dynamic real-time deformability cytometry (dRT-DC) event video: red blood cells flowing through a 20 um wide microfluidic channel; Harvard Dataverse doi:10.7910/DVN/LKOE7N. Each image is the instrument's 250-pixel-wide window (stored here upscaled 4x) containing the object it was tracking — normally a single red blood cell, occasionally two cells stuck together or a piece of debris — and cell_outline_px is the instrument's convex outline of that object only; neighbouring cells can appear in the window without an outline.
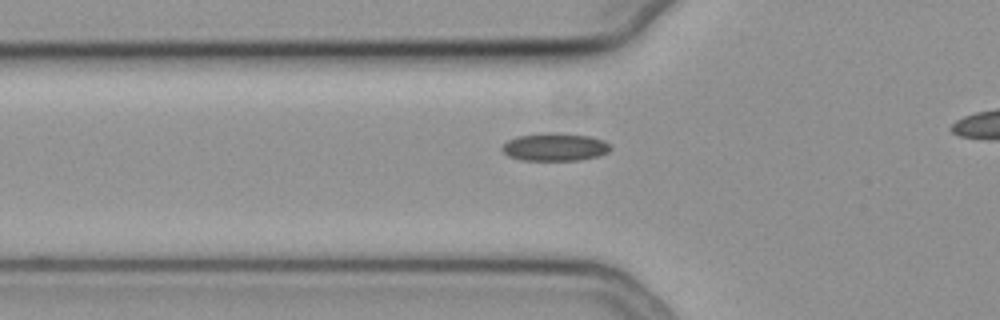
{"species": "common noctule bat (a hibernating species)", "species_latin": "Nyctalus noctula", "temperature_condition": "cold", "stored_images_in_passage": 43, "camera_frame_rate_fps": 3000, "um_per_image_px": 0.085, "animal": {"sex": "female", "body_mass_g": 19.3, "forearm_length_mm": 54.1}, "frame": {"image": 1, "passage_image": 14, "time_ms": 4.333, "image_size_px": [1000, 320], "cell_outline_px": [[612, 148], [608, 152], [600, 156], [580, 160], [520, 160], [508, 156], [500, 148], [508, 140], [516, 136], [548, 132], [556, 132], [588, 136], [604, 140]], "centroid_in_image_um": [47.16, 12.49], "position_along_channel_um": 78.6, "area_um2": 17.74}}
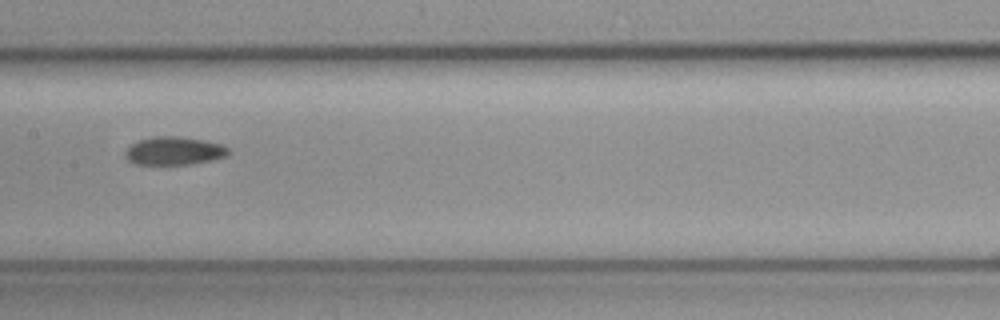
{"frame": {"image": 2, "passage_image": 23, "time_ms": 7.333, "image_size_px": [1000, 320], "cell_outline_px": [[228, 152], [224, 156], [212, 160], [192, 164], [132, 164], [124, 156], [124, 152], [132, 144], [140, 140], [152, 136], [180, 136], [204, 140], [220, 144], [228, 148]], "centroid_in_image_um": [14.75, 12.82], "position_along_channel_um": 192.6, "area_um2": 16.88}}
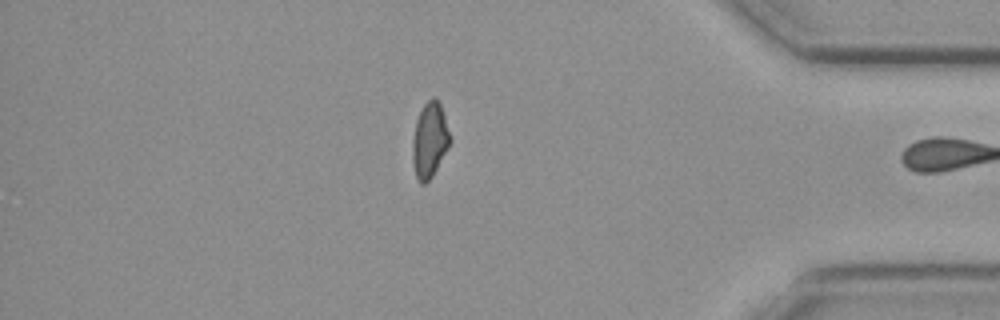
{"frame": {"image": 3, "passage_image": 42, "time_ms": 13.667, "image_size_px": [1000, 320], "cell_outline_px": [[452, 140], [448, 148], [432, 176], [424, 184], [420, 184], [416, 176], [412, 160], [412, 140], [416, 120], [424, 104], [432, 96], [436, 96], [440, 104]], "centroid_in_image_um": [36.52, 11.9], "position_along_channel_um": 398.7, "area_um2": 16.42}, "authors_computed_cell_mechanics": {"area_um2": 16.9932, "velocity_mm_per_s": 3.7702, "shape_relaxation_time_tau1_ms": 4.5796, "shape_relaxation_time_tau2_ms": 6.0467, "deformation_change_tau1": 0.0862, "deformation_change_tau2": 0.1148}}